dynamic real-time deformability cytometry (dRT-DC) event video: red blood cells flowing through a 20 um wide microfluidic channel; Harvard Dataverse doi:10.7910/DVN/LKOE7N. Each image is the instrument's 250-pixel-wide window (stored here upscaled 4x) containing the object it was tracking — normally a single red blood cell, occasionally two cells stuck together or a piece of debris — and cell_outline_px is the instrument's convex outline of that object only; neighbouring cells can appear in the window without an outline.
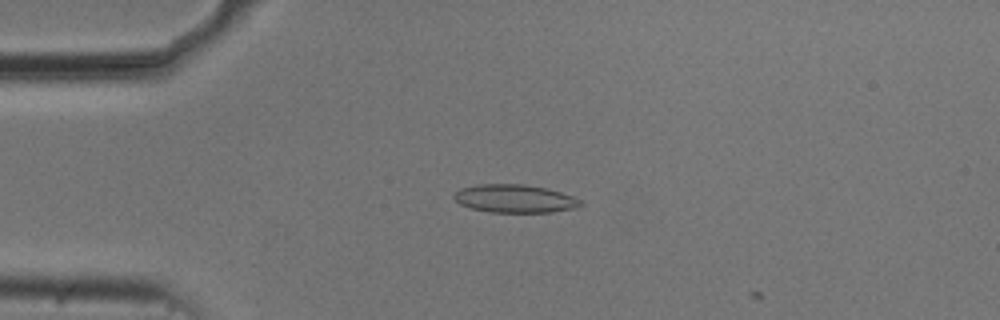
{"species": "common noctule bat (a hibernating species)", "species_latin": "Nyctalus noctula", "temperature_condition": "cold", "stored_images_in_passage": 2, "camera_frame_rate_fps": 3000, "um_per_image_px": 0.085, "animal": {"sex": "male", "body_mass_g": 20.5, "forearm_length_mm": 52.5}, "frame": {"image": 1, "passage_image": 1, "time_ms": 0.0, "image_size_px": [1000, 320], "cell_outline_px": [[584, 204], [580, 208], [552, 212], [492, 212], [472, 208], [460, 204], [452, 196], [460, 188], [480, 184], [524, 184], [548, 188], [572, 196], [580, 200]], "centroid_in_image_um": [43.8, 16.88], "position_along_channel_um": 41.2, "area_um2": 20.81}}